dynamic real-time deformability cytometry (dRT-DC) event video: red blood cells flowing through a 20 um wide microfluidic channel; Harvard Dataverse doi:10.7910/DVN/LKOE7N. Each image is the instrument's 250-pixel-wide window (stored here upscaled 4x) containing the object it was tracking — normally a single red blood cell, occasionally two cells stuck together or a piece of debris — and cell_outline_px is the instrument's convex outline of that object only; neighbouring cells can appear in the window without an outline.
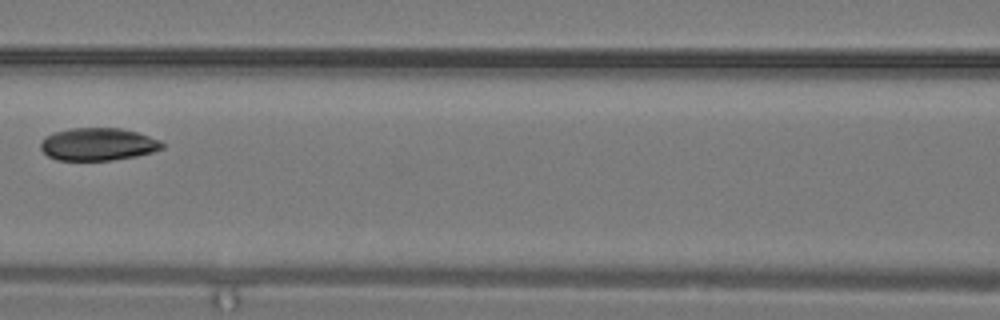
{"species": "common noctule bat (a hibernating species)", "species_latin": "Nyctalus noctula", "temperature_condition": "warm", "stored_images_in_passage": 4, "camera_frame_rate_fps": 3000, "um_per_image_px": 0.085, "animal": {"sex": "male", "body_mass_g": 19.2, "forearm_length_mm": 51.8}, "frame": {"image": 1, "passage_image": 4, "time_ms": 1.0, "image_size_px": [1000, 320], "cell_outline_px": [[164, 148], [152, 152], [136, 156], [112, 160], [56, 160], [48, 156], [40, 148], [40, 144], [44, 136], [56, 132], [72, 128], [120, 128], [136, 132], [160, 140], [164, 144]], "centroid_in_image_um": [8.32, 12.26], "position_along_channel_um": 158.3, "area_um2": 23.06}}